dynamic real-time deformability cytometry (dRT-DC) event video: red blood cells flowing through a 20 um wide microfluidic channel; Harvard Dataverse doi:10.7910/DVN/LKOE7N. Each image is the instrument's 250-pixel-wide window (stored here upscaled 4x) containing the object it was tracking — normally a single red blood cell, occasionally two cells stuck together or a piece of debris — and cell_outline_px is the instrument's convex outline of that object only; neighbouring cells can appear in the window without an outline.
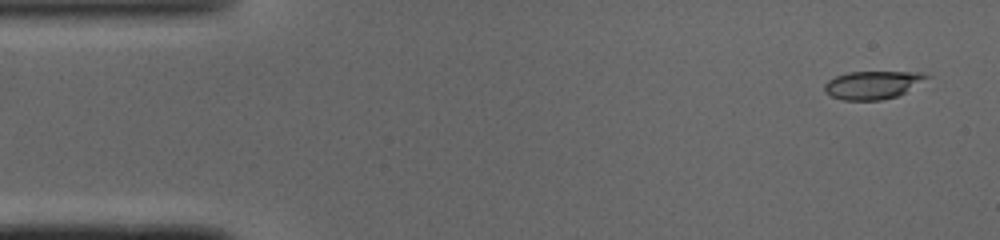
{"species": "common noctule bat (a hibernating species)", "species_latin": "Nyctalus noctula", "temperature_condition": "cold", "stored_images_in_passage": 48, "camera_frame_rate_fps": 3000, "um_per_image_px": 0.085, "animal": {"sex": "male", "body_mass_g": 19.0, "forearm_length_mm": 50.8}, "frame": {"image": 1, "passage_image": 2, "time_ms": 0.333, "image_size_px": [1000, 240], "cell_outline_px": [[932, 76], [904, 92], [896, 96], [880, 100], [844, 100], [832, 96], [824, 92], [824, 84], [828, 80], [836, 76], [848, 72], [920, 72]], "centroid_in_image_um": [74.15, 7.21], "position_along_channel_um": 10.9, "area_um2": 16.53}}
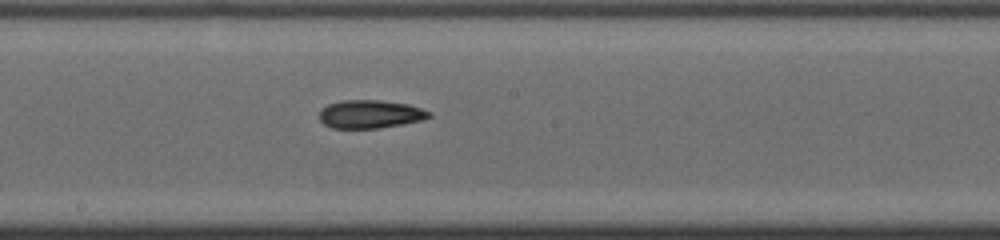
{"frame": {"image": 2, "passage_image": 25, "time_ms": 8.0, "image_size_px": [1000, 240], "cell_outline_px": [[432, 116], [424, 120], [404, 124], [376, 128], [332, 128], [324, 124], [320, 120], [320, 112], [328, 104], [344, 100], [380, 100], [408, 104], [432, 112]], "centroid_in_image_um": [31.51, 9.7], "position_along_channel_um": 216.7, "area_um2": 18.03}}
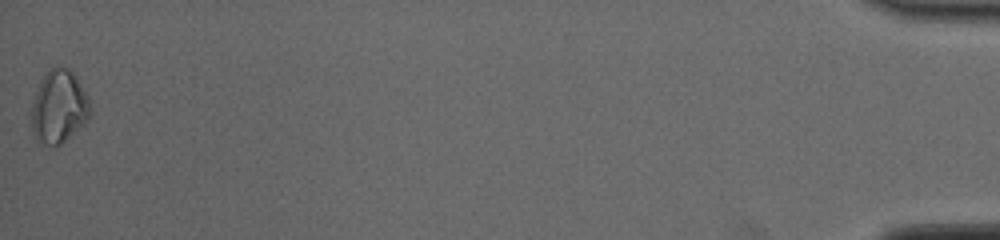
{"frame": {"image": 3, "passage_image": 48, "time_ms": 15.667, "image_size_px": [1000, 240], "cell_outline_px": [[92, 108], [88, 120], [60, 144], [48, 144], [36, 140], [32, 128], [32, 104], [36, 92], [44, 72], [56, 64], [60, 64], [68, 68], [72, 72], [88, 96]], "centroid_in_image_um": [5.01, 9.02], "position_along_channel_um": 430.2, "area_um2": 24.85}, "authors_computed_cell_mechanics": {"area_um2": 18.1203, "velocity_mm_per_s": 4.1228, "shape_relaxation_time_tau1_ms": null, "shape_relaxation_time_tau2_ms": 7.2819, "deformation_change_tau1": null, "deformation_change_tau2": 0.1422}}